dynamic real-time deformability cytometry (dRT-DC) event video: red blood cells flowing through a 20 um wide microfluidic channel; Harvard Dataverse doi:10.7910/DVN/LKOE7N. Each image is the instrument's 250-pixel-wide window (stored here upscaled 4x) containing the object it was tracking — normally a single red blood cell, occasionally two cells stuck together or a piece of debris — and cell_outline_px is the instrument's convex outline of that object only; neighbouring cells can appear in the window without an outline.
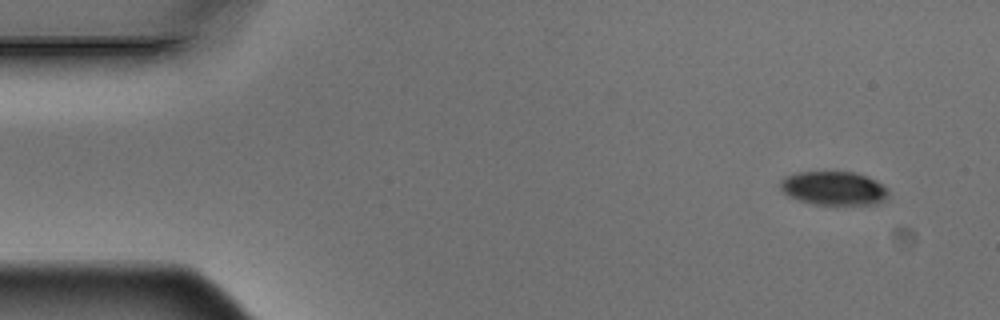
{"species": "Egyptian fruit bat (a non-hibernating species)", "species_latin": "Rousettus aegyptiacus", "temperature_condition": "warm", "stored_images_in_passage": 8, "camera_frame_rate_fps": 3000, "um_per_image_px": 0.085, "animal": {"sex": "male"}, "frame": {"image": 1, "passage_image": 1, "time_ms": 0.0, "image_size_px": [1000, 320], "cell_outline_px": [[888, 196], [880, 204], [812, 204], [788, 196], [780, 188], [780, 180], [784, 176], [796, 172], [856, 172], [868, 176], [876, 180], [888, 188]], "centroid_in_image_um": [70.88, 15.99], "position_along_channel_um": 14.1, "area_um2": 21.44}}
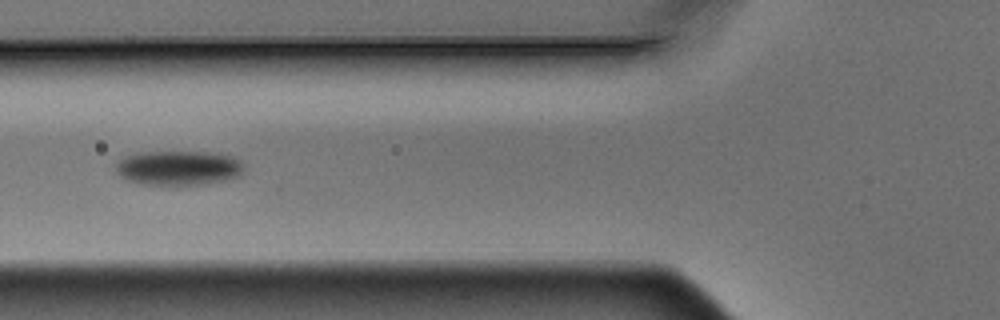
{"frame": {"image": 2, "passage_image": 5, "time_ms": 1.333, "image_size_px": [1000, 320], "cell_outline_px": [[244, 172], [240, 176], [224, 180], [204, 184], [140, 184], [128, 180], [120, 176], [116, 172], [116, 164], [124, 156], [140, 152], [220, 152], [232, 156], [240, 160], [244, 164]], "centroid_in_image_um": [15.22, 14.26], "position_along_channel_um": 110.6, "area_um2": 26.01}}
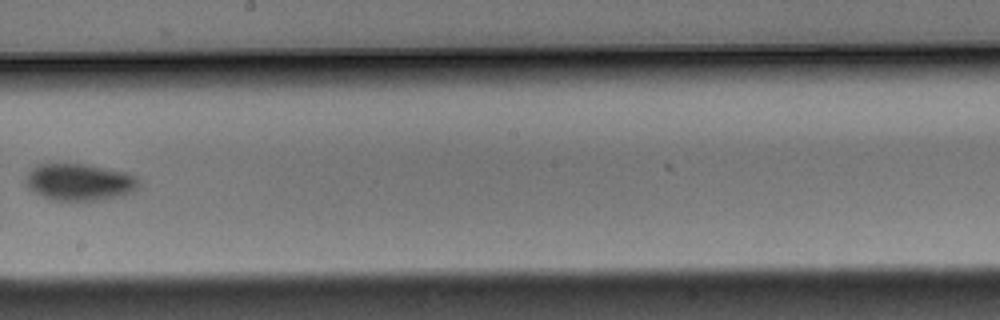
{"frame": {"image": 3, "passage_image": 8, "time_ms": 2.333, "image_size_px": [1000, 320], "cell_outline_px": [[140, 188], [136, 192], [124, 196], [100, 200], [52, 200], [40, 196], [28, 188], [24, 184], [24, 176], [36, 164], [88, 164], [128, 172], [136, 176], [140, 180]], "centroid_in_image_um": [6.8, 15.48], "position_along_channel_um": 241.4, "area_um2": 25.09}}